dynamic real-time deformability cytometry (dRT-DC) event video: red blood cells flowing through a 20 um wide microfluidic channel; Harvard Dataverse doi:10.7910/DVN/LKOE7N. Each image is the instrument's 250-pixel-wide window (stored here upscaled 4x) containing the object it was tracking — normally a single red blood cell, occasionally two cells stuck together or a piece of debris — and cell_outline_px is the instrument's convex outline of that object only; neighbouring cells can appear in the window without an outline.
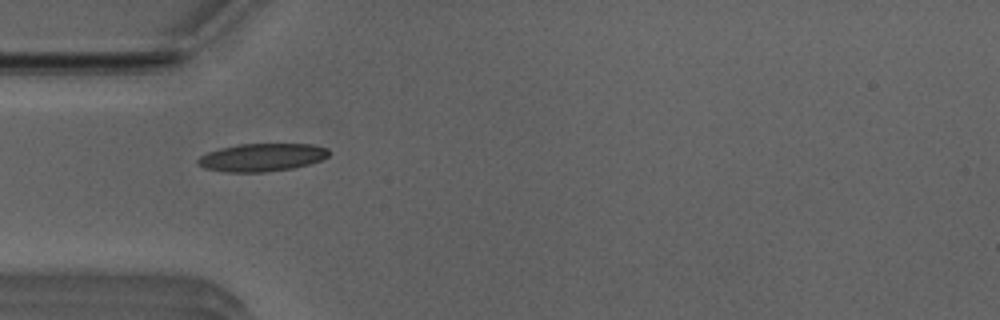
{"species": "Egyptian fruit bat (a non-hibernating species)", "species_latin": "Rousettus aegyptiacus", "temperature_condition": "room temperature", "stored_images_in_passage": 35, "camera_frame_rate_fps": 3000, "um_per_image_px": 0.085, "animal": {"sex": "male"}, "frame": {"image": 1, "passage_image": 1, "time_ms": 0.0, "image_size_px": [1000, 320], "cell_outline_px": [[328, 156], [320, 160], [308, 164], [292, 168], [264, 172], [228, 172], [204, 168], [196, 164], [196, 160], [200, 156], [208, 152], [220, 148], [240, 144], [312, 144], [328, 148]], "centroid_in_image_um": [22.23, 13.37], "position_along_channel_um": 62.8, "area_um2": 21.21}}
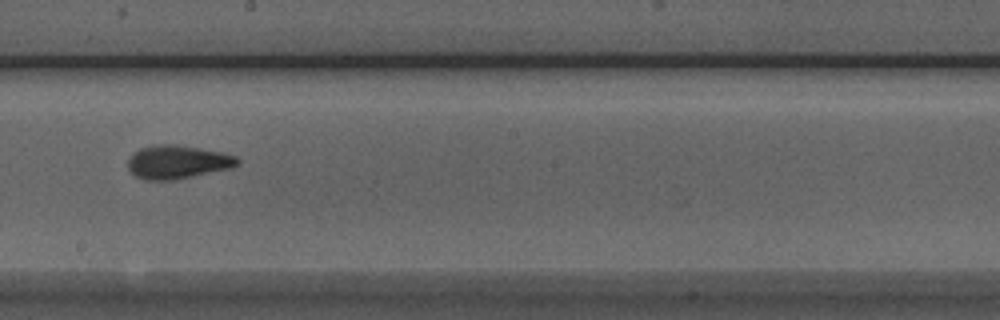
{"frame": {"image": 2, "passage_image": 14, "time_ms": 4.333, "image_size_px": [1000, 320], "cell_outline_px": [[240, 164], [232, 168], [172, 180], [144, 180], [136, 176], [128, 168], [128, 160], [140, 148], [156, 144], [176, 144], [200, 148], [220, 152], [236, 156], [240, 160]], "centroid_in_image_um": [15.11, 13.77], "position_along_channel_um": 233.1, "area_um2": 21.27}}
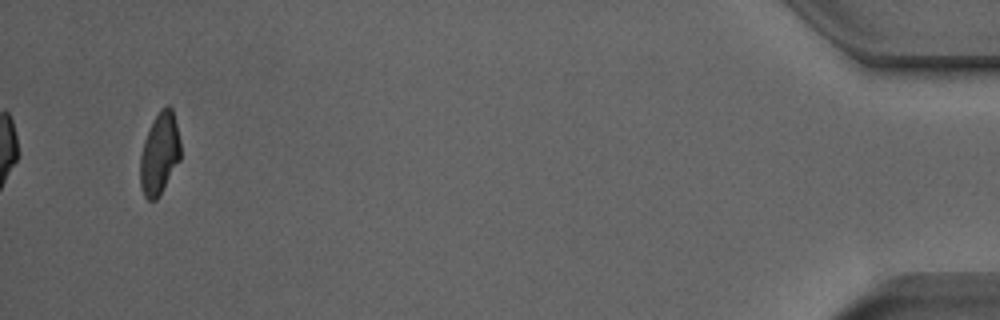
{"frame": {"image": 3, "passage_image": 35, "time_ms": 11.333, "image_size_px": [1000, 320], "cell_outline_px": [[180, 160], [156, 200], [148, 200], [144, 196], [140, 184], [140, 156], [144, 140], [160, 108], [168, 104], [172, 108], [180, 140]], "centroid_in_image_um": [13.56, 13.05], "position_along_channel_um": 421.6, "area_um2": 19.02}, "authors_computed_cell_mechanics": {"area_um2": 20.3456, "velocity_mm_per_s": 3.9425, "shape_relaxation_time_tau1_ms": 4.4206, "shape_relaxation_time_tau2_ms": 1.5704, "deformation_change_tau1": 0.1628, "deformation_change_tau2": 0.0856}}